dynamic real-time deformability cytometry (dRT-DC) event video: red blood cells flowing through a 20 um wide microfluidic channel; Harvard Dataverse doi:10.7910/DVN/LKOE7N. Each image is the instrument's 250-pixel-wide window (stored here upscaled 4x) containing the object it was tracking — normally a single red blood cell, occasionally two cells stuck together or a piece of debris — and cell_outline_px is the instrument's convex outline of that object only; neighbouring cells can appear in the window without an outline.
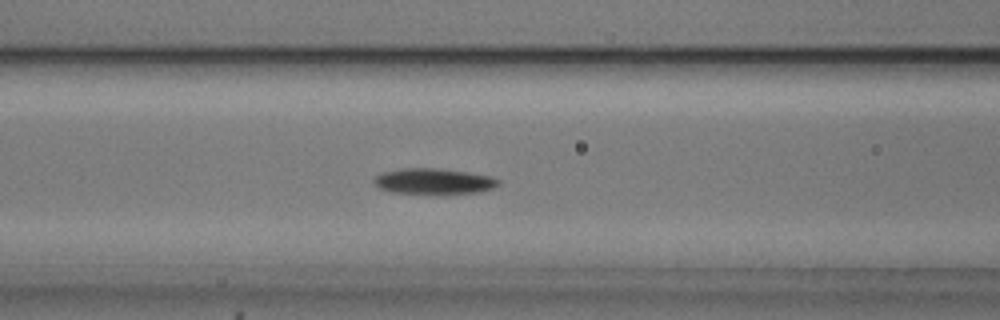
{"species": "common noctule bat (a hibernating species)", "species_latin": "Nyctalus noctula", "temperature_condition": "cold", "stored_images_in_passage": 53, "camera_frame_rate_fps": 3000, "um_per_image_px": 0.085, "animal": {"sex": "male", "body_mass_g": 20.5, "forearm_length_mm": 52.5}, "frame": {"image": 1, "passage_image": 20, "time_ms": 6.333, "image_size_px": [1000, 320], "cell_outline_px": [[500, 184], [492, 188], [476, 192], [392, 192], [380, 188], [372, 180], [376, 176], [384, 172], [400, 168], [436, 168], [468, 172], [492, 176], [500, 180]], "centroid_in_image_um": [36.88, 15.37], "position_along_channel_um": 129.7, "area_um2": 18.03}}
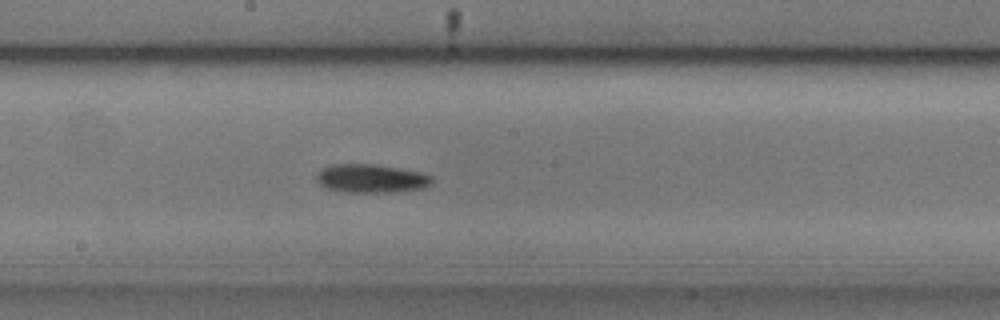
{"frame": {"image": 2, "passage_image": 27, "time_ms": 8.667, "image_size_px": [1000, 320], "cell_outline_px": [[432, 184], [424, 188], [396, 192], [348, 192], [328, 188], [320, 184], [316, 180], [316, 176], [320, 168], [328, 164], [376, 164], [420, 172], [432, 176]], "centroid_in_image_um": [31.54, 15.16], "position_along_channel_um": 216.7, "area_um2": 19.31}}
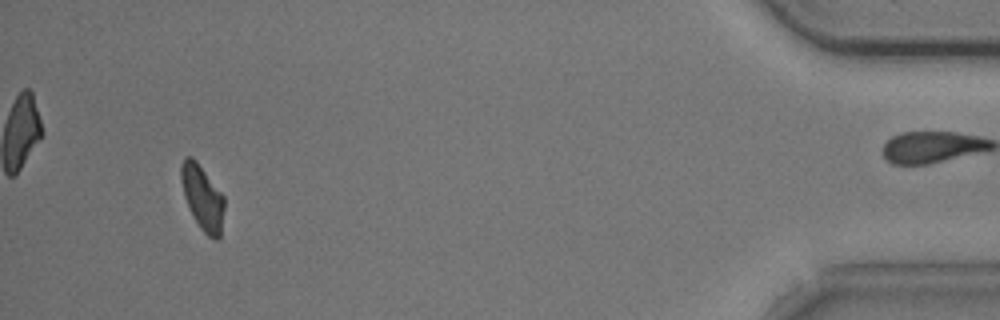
{"frame": {"image": 3, "passage_image": 49, "time_ms": 16.0, "image_size_px": [1000, 320], "cell_outline_px": [[224, 208], [220, 236], [216, 240], [208, 236], [200, 228], [184, 196], [180, 180], [180, 164], [184, 156], [192, 156], [196, 160], [224, 196]], "centroid_in_image_um": [17.19, 16.75], "position_along_channel_um": 418.0, "area_um2": 16.18}, "authors_computed_cell_mechanics": {"area_um2": 17.5134, "velocity_mm_per_s": 3.7282, "shape_relaxation_time_tau1_ms": 2.9771, "shape_relaxation_time_tau2_ms": null, "deformation_change_tau1": 0.1152, "deformation_change_tau2": null}}